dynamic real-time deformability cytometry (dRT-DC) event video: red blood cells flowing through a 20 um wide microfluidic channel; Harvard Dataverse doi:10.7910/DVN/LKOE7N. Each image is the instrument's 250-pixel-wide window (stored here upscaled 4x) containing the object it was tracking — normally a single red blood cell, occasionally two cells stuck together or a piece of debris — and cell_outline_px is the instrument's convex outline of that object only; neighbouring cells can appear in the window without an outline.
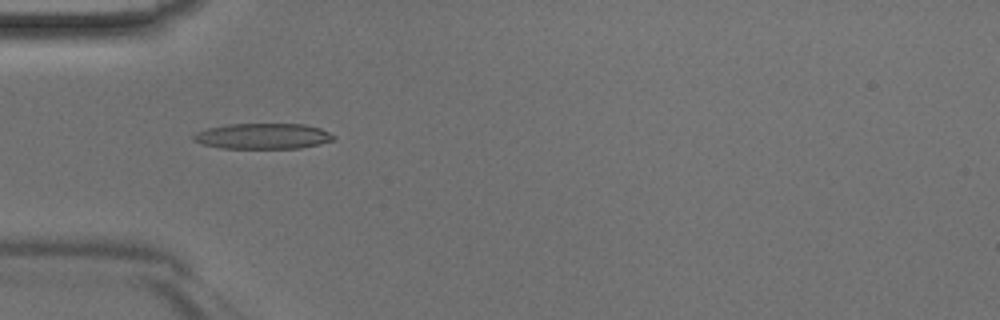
{"species": "Egyptian fruit bat (a non-hibernating species)", "species_latin": "Rousettus aegyptiacus", "temperature_condition": "room temperature", "stored_images_in_passage": 45, "camera_frame_rate_fps": 3000, "um_per_image_px": 0.085, "animal": {"sex": "male"}, "frame": {"image": 1, "passage_image": 14, "time_ms": 4.333, "image_size_px": [1000, 320], "cell_outline_px": [[336, 136], [332, 140], [320, 144], [300, 148], [220, 148], [204, 144], [192, 140], [192, 136], [196, 132], [208, 128], [228, 124], [304, 124], [320, 128]], "centroid_in_image_um": [22.34, 11.57], "position_along_channel_um": 62.7, "area_um2": 20.87}}
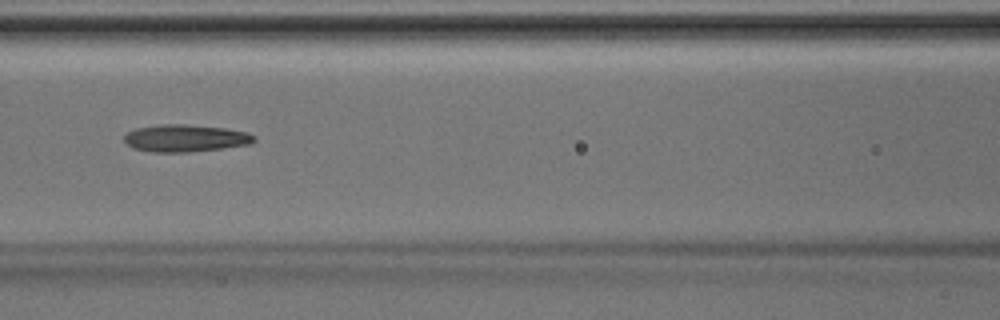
{"frame": {"image": 2, "passage_image": 20, "time_ms": 6.333, "image_size_px": [1000, 320], "cell_outline_px": [[256, 140], [248, 144], [220, 148], [188, 152], [152, 152], [132, 148], [124, 140], [124, 136], [128, 132], [136, 128], [160, 124], [184, 124], [224, 128], [248, 132], [256, 136]], "centroid_in_image_um": [15.74, 11.74], "position_along_channel_um": 150.9, "area_um2": 20.52}}
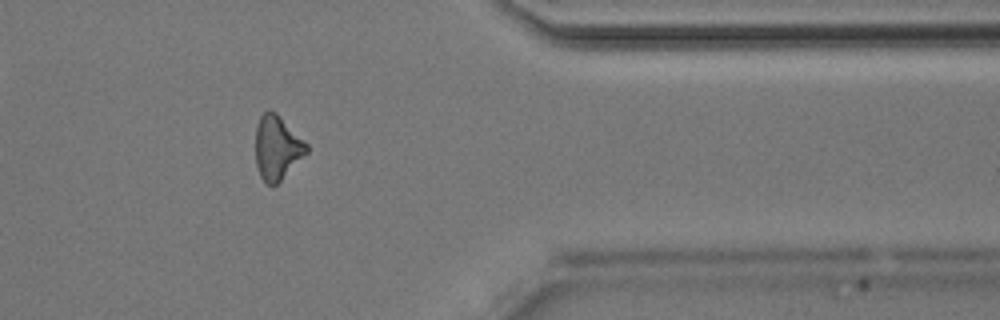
{"frame": {"image": 3, "passage_image": 37, "time_ms": 12.0, "image_size_px": [1000, 320], "cell_outline_px": [[308, 152], [276, 184], [264, 184], [260, 176], [256, 164], [256, 124], [260, 116], [268, 108], [276, 112], [308, 144]], "centroid_in_image_um": [23.54, 12.52], "position_along_channel_um": 387.9, "area_um2": 19.02}}